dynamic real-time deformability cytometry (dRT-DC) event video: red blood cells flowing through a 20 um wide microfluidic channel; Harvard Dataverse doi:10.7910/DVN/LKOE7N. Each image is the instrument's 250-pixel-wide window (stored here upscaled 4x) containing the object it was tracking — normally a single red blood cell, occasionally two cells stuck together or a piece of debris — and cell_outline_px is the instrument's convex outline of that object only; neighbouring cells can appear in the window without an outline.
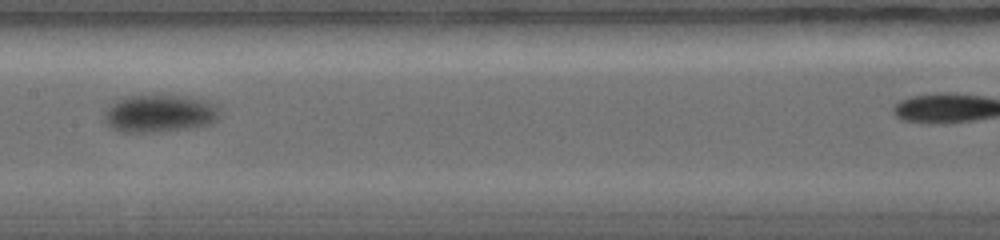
{"species": "common noctule bat (a hibernating species)", "species_latin": "Nyctalus noctula", "temperature_condition": "warm", "stored_images_in_passage": 12, "camera_frame_rate_fps": 5000, "um_per_image_px": 0.085, "animal": {"sex": "female", "body_mass_g": 19.0, "forearm_length_mm": 56.7}, "frame": {"image": 1, "passage_image": 6, "time_ms": 4.0, "image_size_px": [1000, 240], "cell_outline_px": [[220, 116], [212, 124], [188, 128], [156, 132], [120, 132], [108, 128], [104, 120], [104, 112], [116, 100], [128, 96], [160, 92], [204, 100], [216, 104], [220, 112]], "centroid_in_image_um": [13.54, 9.62], "position_along_channel_um": 193.9, "area_um2": 26.13}}
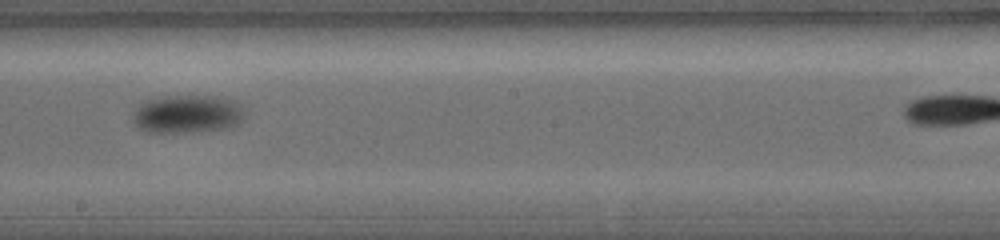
{"frame": {"image": 2, "passage_image": 7, "time_ms": 4.8, "image_size_px": [1000, 240], "cell_outline_px": [[244, 120], [232, 128], [196, 132], [148, 132], [140, 128], [132, 120], [132, 116], [140, 104], [144, 100], [164, 96], [216, 96], [240, 104], [244, 112]], "centroid_in_image_um": [15.94, 9.7], "position_along_channel_um": 232.3, "area_um2": 25.03}}
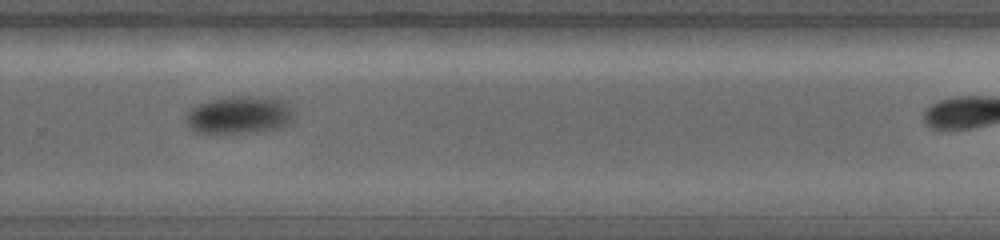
{"frame": {"image": 3, "passage_image": 9, "time_ms": 6.4, "image_size_px": [1000, 240], "cell_outline_px": [[292, 120], [288, 124], [280, 128], [260, 132], [192, 132], [184, 120], [184, 116], [192, 108], [200, 104], [212, 100], [232, 96], [260, 96], [280, 100], [292, 108]], "centroid_in_image_um": [20.32, 9.78], "position_along_channel_um": 309.5, "area_um2": 23.52}}